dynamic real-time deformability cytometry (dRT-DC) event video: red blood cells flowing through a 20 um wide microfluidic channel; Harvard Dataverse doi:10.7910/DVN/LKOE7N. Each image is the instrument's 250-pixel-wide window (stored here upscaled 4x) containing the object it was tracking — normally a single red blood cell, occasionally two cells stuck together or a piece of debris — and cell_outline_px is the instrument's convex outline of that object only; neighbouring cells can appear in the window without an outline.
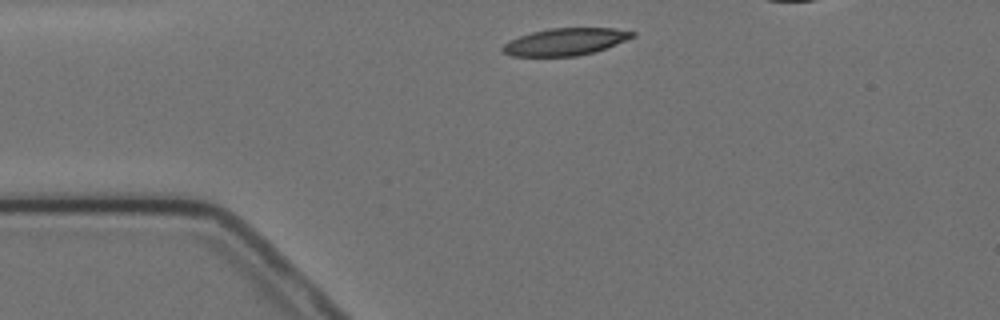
{"species": "Egyptian fruit bat (a non-hibernating species)", "species_latin": "Rousettus aegyptiacus", "temperature_condition": "cold", "stored_images_in_passage": 2, "camera_frame_rate_fps": 3000, "um_per_image_px": 0.085, "animal": {"sex": "female"}, "frame": {"image": 1, "passage_image": 1, "time_ms": 0.0, "image_size_px": [1000, 320], "cell_outline_px": [[636, 36], [616, 44], [592, 52], [576, 56], [512, 56], [504, 52], [500, 48], [504, 44], [520, 36], [532, 32], [548, 28], [616, 28], [636, 32]], "centroid_in_image_um": [48.07, 3.54], "position_along_channel_um": 36.9, "area_um2": 20.35}}